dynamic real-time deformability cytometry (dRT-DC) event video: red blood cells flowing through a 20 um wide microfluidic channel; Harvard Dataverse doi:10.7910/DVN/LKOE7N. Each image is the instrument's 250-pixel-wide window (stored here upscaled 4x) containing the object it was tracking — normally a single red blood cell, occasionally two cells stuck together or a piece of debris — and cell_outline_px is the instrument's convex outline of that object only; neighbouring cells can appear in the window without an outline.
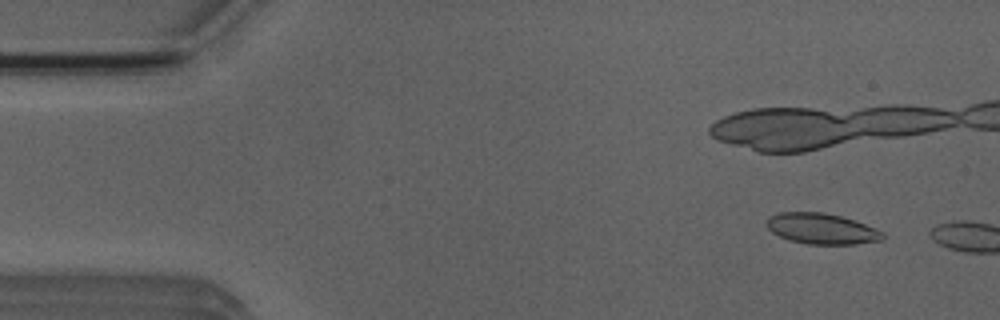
{"species": "Egyptian fruit bat (a non-hibernating species)", "species_latin": "Rousettus aegyptiacus", "temperature_condition": "room temperature", "stored_images_in_passage": 4, "camera_frame_rate_fps": 3000, "um_per_image_px": 0.085, "animal": {"sex": "male"}, "frame": {"image": 1, "passage_image": 2, "time_ms": 1.0, "image_size_px": [1000, 320], "cell_outline_px": [[884, 236], [880, 240], [856, 244], [808, 244], [788, 240], [772, 232], [764, 224], [768, 216], [780, 212], [824, 212], [856, 220], [884, 232]], "centroid_in_image_um": [69.81, 19.43], "position_along_channel_um": 15.2, "area_um2": 20.92}}